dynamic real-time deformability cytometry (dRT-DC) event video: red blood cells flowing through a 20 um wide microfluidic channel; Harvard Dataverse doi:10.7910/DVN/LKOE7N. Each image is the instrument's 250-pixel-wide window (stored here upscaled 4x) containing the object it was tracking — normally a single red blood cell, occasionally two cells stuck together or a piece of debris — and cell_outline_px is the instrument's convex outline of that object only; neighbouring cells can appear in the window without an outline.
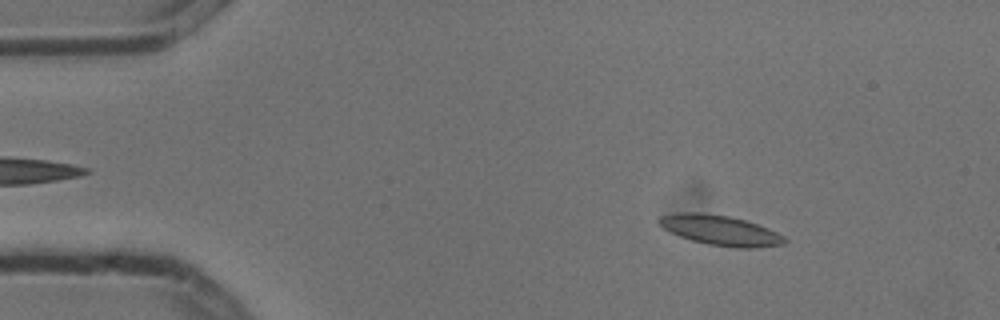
{"species": "common noctule bat (a hibernating species)", "species_latin": "Nyctalus noctula", "temperature_condition": "cold", "stored_images_in_passage": 4, "camera_frame_rate_fps": 3000, "um_per_image_px": 0.085, "animal": {"sex": "male", "body_mass_g": 13.3}, "frame": {"image": 1, "passage_image": 2, "time_ms": 0.333, "image_size_px": [1000, 320], "cell_outline_px": [[788, 240], [784, 244], [756, 248], [736, 248], [708, 244], [692, 240], [668, 232], [656, 224], [656, 220], [660, 216], [680, 212], [700, 212], [728, 216], [744, 220], [768, 228], [784, 236]], "centroid_in_image_um": [61.18, 19.57], "position_along_channel_um": 23.8, "area_um2": 22.14}}